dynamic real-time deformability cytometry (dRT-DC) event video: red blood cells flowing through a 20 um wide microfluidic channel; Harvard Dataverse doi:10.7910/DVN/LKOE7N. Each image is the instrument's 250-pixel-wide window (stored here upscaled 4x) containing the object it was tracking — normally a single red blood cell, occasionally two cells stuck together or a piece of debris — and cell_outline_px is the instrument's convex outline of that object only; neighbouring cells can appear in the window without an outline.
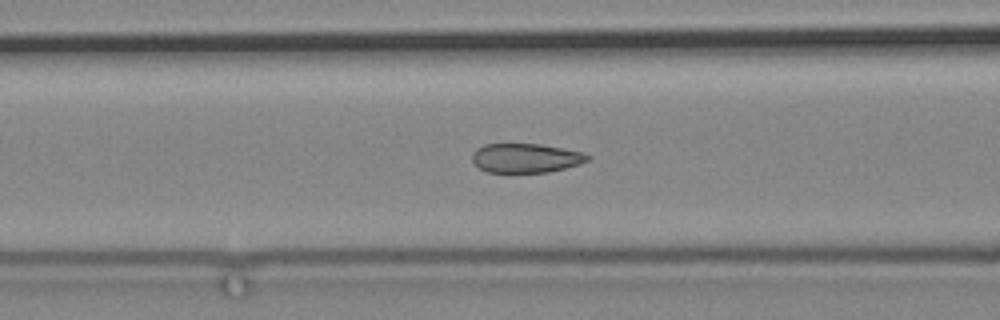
{"species": "common noctule bat (a hibernating species)", "species_latin": "Nyctalus noctula", "temperature_condition": "cold", "stored_images_in_passage": 77, "camera_frame_rate_fps": 3000, "um_per_image_px": 0.085, "animal": {"sex": "male", "body_mass_g": 19.2, "forearm_length_mm": 51.8}, "frame": {"image": 1, "passage_image": 40, "time_ms": 13.0, "image_size_px": [1000, 320], "cell_outline_px": [[592, 156], [588, 160], [580, 164], [548, 172], [488, 172], [480, 168], [472, 160], [472, 152], [476, 148], [484, 144], [540, 144], [584, 152]], "centroid_in_image_um": [44.7, 13.42], "position_along_channel_um": 121.9, "area_um2": 19.65}}
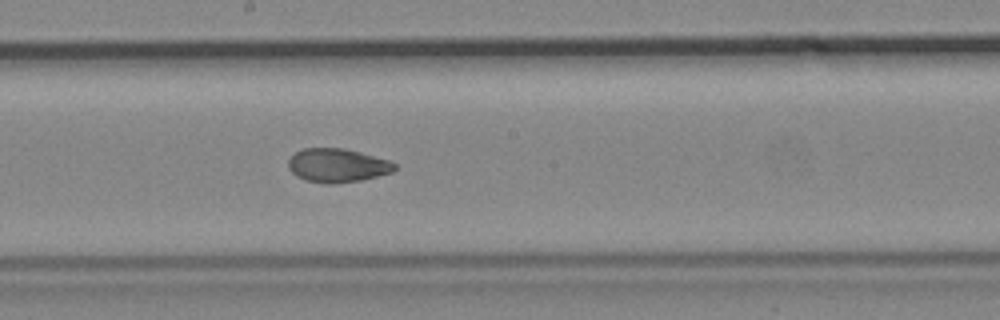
{"frame": {"image": 2, "passage_image": 49, "time_ms": 16.0, "image_size_px": [1000, 320], "cell_outline_px": [[396, 168], [392, 172], [360, 180], [328, 184], [304, 180], [296, 176], [288, 168], [288, 160], [296, 152], [304, 148], [344, 148], [360, 152], [388, 160], [396, 164]], "centroid_in_image_um": [28.65, 14.05], "position_along_channel_um": 219.6, "area_um2": 20.75}}
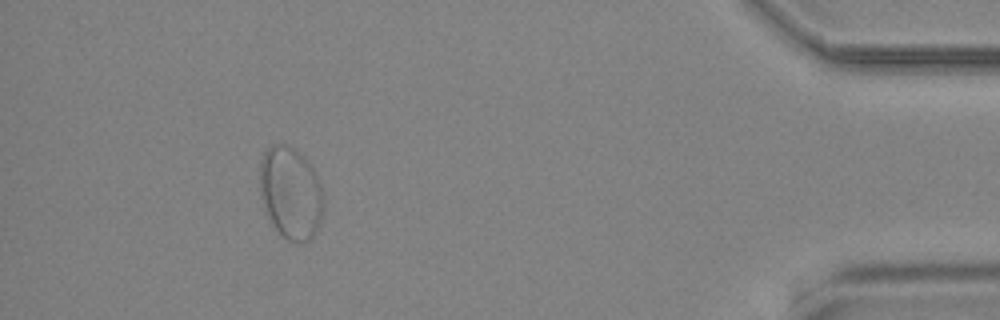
{"frame": {"image": 3, "passage_image": 72, "time_ms": 23.667, "image_size_px": [1000, 320], "cell_outline_px": [[324, 212], [316, 232], [308, 240], [300, 244], [296, 244], [288, 240], [276, 228], [268, 216], [260, 192], [260, 160], [264, 152], [272, 144], [284, 144], [292, 148], [304, 156], [316, 172], [324, 192]], "centroid_in_image_um": [24.75, 16.4], "position_along_channel_um": 410.5, "area_um2": 34.51}}